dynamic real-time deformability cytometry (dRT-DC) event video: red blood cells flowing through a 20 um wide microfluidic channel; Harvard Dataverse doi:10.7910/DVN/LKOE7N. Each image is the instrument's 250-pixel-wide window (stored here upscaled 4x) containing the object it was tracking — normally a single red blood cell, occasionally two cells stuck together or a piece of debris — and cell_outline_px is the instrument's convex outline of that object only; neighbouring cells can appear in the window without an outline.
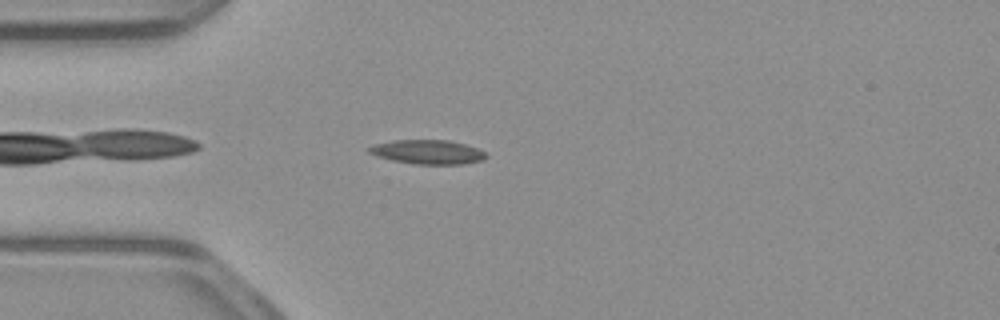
{"species": "common noctule bat (a hibernating species)", "species_latin": "Nyctalus noctula", "temperature_condition": "warm", "stored_images_in_passage": 41, "camera_frame_rate_fps": 3000, "um_per_image_px": 0.085, "animal": {"sex": "male", "body_mass_g": 23.1, "forearm_length_mm": 52.7}, "frame": {"image": 1, "passage_image": 3, "time_ms": 0.667, "image_size_px": [1000, 320], "cell_outline_px": [[488, 156], [480, 160], [464, 164], [412, 164], [392, 160], [376, 156], [368, 152], [368, 148], [372, 144], [392, 140], [452, 140], [476, 148], [484, 152]], "centroid_in_image_um": [36.3, 12.91], "position_along_channel_um": 48.7, "area_um2": 16.53}}
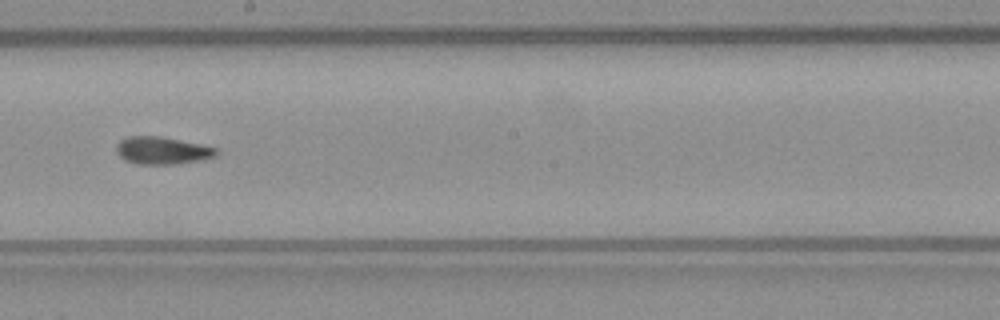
{"frame": {"image": 2, "passage_image": 18, "time_ms": 5.667, "image_size_px": [1000, 320], "cell_outline_px": [[220, 152], [216, 156], [200, 160], [176, 164], [136, 164], [124, 160], [116, 152], [116, 144], [120, 140], [128, 136], [160, 136], [200, 144], [216, 148]], "centroid_in_image_um": [13.77, 12.79], "position_along_channel_um": 234.4, "area_um2": 16.07}}
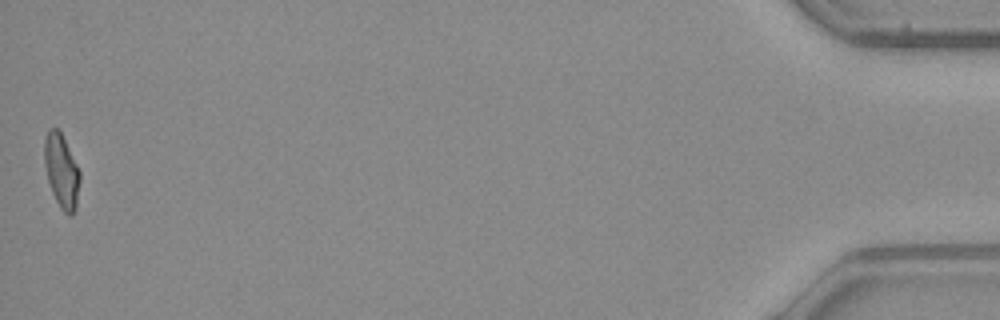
{"frame": {"image": 3, "passage_image": 41, "time_ms": 13.333, "image_size_px": [1000, 320], "cell_outline_px": [[80, 180], [76, 208], [72, 216], [68, 216], [60, 208], [52, 192], [48, 180], [44, 164], [44, 140], [48, 128], [56, 128], [60, 132], [80, 172]], "centroid_in_image_um": [5.22, 14.57], "position_along_channel_um": 430.0, "area_um2": 15.14}, "authors_computed_cell_mechanics": {"area_um2": 15.5482, "velocity_mm_per_s": 3.9329, "shape_relaxation_time_tau1_ms": null, "shape_relaxation_time_tau2_ms": 3.2776, "deformation_change_tau1": null, "deformation_change_tau2": 0.0916}}